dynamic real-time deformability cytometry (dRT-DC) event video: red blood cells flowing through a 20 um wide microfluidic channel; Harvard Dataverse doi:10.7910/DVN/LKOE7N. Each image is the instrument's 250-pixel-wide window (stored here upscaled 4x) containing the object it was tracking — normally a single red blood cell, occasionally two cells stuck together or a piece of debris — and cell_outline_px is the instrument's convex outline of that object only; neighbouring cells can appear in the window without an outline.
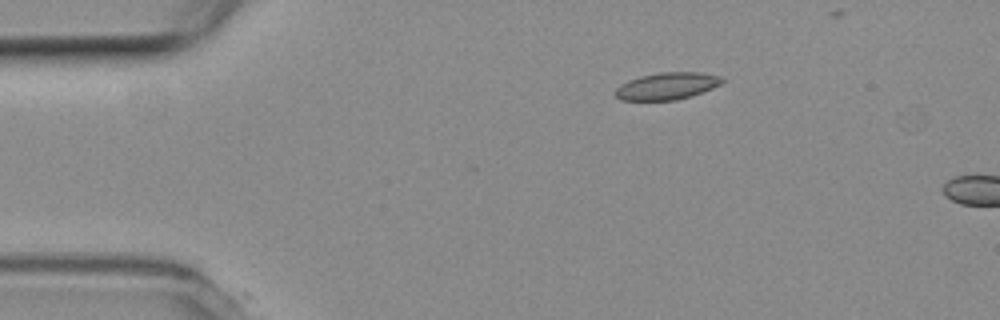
{"species": "common noctule bat (a hibernating species)", "species_latin": "Nyctalus noctula", "temperature_condition": "room temperature", "stored_images_in_passage": 2, "camera_frame_rate_fps": 3000, "um_per_image_px": 0.085, "animal": {"sex": "female", "body_mass_g": 19.3, "forearm_length_mm": 54.1}, "frame": {"image": 1, "passage_image": 1, "time_ms": 0.0, "image_size_px": [1000, 320], "cell_outline_px": [[724, 80], [720, 84], [704, 92], [692, 96], [676, 100], [620, 100], [612, 92], [620, 84], [628, 80], [640, 76], [660, 72], [700, 72], [720, 76]], "centroid_in_image_um": [56.67, 7.31], "position_along_channel_um": 28.3, "area_um2": 16.99}}